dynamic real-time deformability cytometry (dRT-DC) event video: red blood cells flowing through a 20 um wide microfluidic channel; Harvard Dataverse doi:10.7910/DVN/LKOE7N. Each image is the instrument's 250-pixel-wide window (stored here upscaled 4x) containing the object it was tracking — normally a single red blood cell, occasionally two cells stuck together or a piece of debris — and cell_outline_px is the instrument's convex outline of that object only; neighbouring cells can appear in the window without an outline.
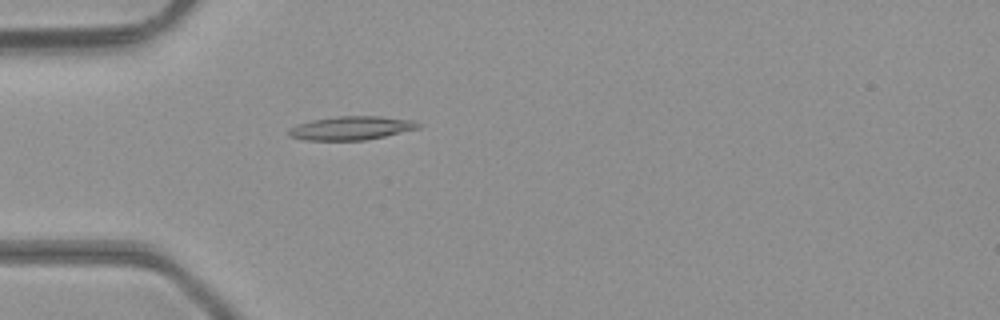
{"species": "common noctule bat (a hibernating species)", "species_latin": "Nyctalus noctula", "temperature_condition": "room temperature", "stored_images_in_passage": 3, "camera_frame_rate_fps": 3000, "um_per_image_px": 0.085, "animal": {"sex": "male", "body_mass_g": 23.1, "forearm_length_mm": 52.7}, "frame": {"image": 1, "passage_image": 3, "time_ms": 0.667, "image_size_px": [1000, 320], "cell_outline_px": [[420, 128], [384, 136], [364, 140], [304, 140], [288, 136], [288, 128], [296, 124], [312, 120], [336, 116], [380, 116], [416, 120], [420, 124]], "centroid_in_image_um": [29.84, 10.88], "position_along_channel_um": 55.2, "area_um2": 17.98}}